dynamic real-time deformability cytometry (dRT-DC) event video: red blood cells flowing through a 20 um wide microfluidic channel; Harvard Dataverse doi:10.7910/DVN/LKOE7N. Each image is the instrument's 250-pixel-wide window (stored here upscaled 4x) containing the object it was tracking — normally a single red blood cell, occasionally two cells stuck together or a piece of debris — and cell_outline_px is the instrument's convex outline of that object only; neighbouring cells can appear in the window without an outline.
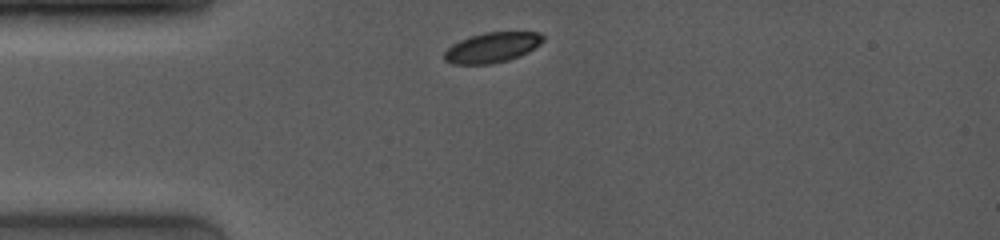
{"species": "common noctule bat (a hibernating species)", "species_latin": "Nyctalus noctula", "temperature_condition": "room temperature", "stored_images_in_passage": 4, "segment_of_instrument_passage": [2, 2], "camera_frame_rate_fps": 4000, "um_per_image_px": 0.085, "animal": {"sex": "female", "body_mass_g": 19.0, "forearm_length_mm": 53.3}, "frame": {"image": 1, "passage_image": 4, "time_ms": 3.25, "image_size_px": [1000, 240], "cell_outline_px": [[544, 40], [540, 44], [528, 52], [520, 56], [508, 60], [492, 64], [452, 64], [444, 60], [444, 52], [452, 44], [460, 40], [484, 32], [540, 32], [544, 36]], "centroid_in_image_um": [41.84, 4.04], "position_along_channel_um": 43.2, "area_um2": 17.4}}